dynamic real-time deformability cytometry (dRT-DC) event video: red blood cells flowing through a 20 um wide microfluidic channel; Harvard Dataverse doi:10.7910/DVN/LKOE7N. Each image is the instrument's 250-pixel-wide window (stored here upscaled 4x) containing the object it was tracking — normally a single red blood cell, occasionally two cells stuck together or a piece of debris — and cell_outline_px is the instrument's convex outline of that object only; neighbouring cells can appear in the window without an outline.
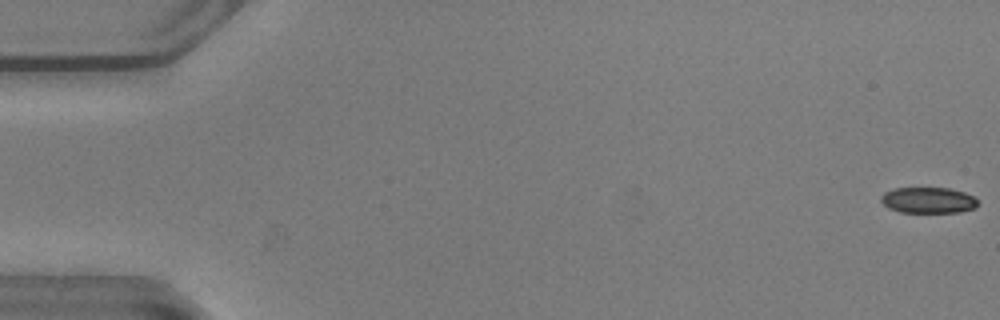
{"species": "common noctule bat (a hibernating species)", "species_latin": "Nyctalus noctula", "temperature_condition": "warm", "stored_images_in_passage": 55, "camera_frame_rate_fps": 3000, "um_per_image_px": 0.085, "animal": {"sex": "male", "body_mass_g": 20.5, "forearm_length_mm": 52.5}, "frame": {"image": 1, "passage_image": 1, "time_ms": 0.0, "image_size_px": [1000, 320], "cell_outline_px": [[976, 208], [960, 212], [900, 212], [888, 208], [880, 200], [880, 196], [884, 192], [892, 188], [948, 188], [964, 192], [972, 196], [976, 200]], "centroid_in_image_um": [78.85, 17.01], "position_along_channel_um": 6.1, "area_um2": 14.62}}
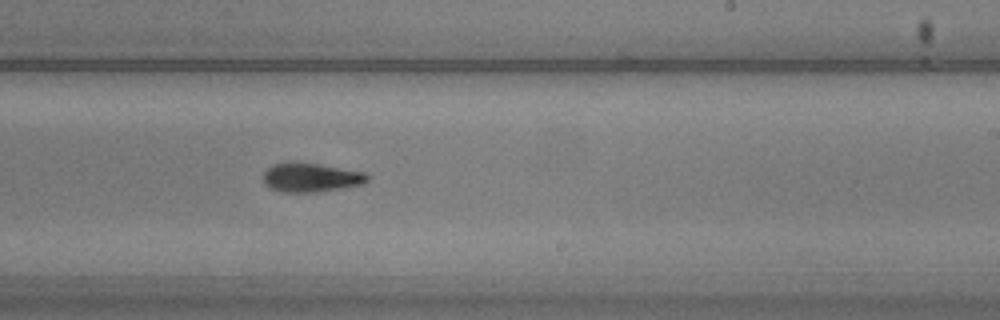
{"frame": {"image": 2, "passage_image": 33, "time_ms": 10.667, "image_size_px": [1000, 320], "cell_outline_px": [[368, 180], [364, 184], [316, 192], [280, 192], [268, 188], [264, 184], [264, 172], [272, 164], [288, 160], [296, 160], [320, 164], [364, 172], [368, 176]], "centroid_in_image_um": [26.36, 15.06], "position_along_channel_um": 262.6, "area_um2": 18.03}}
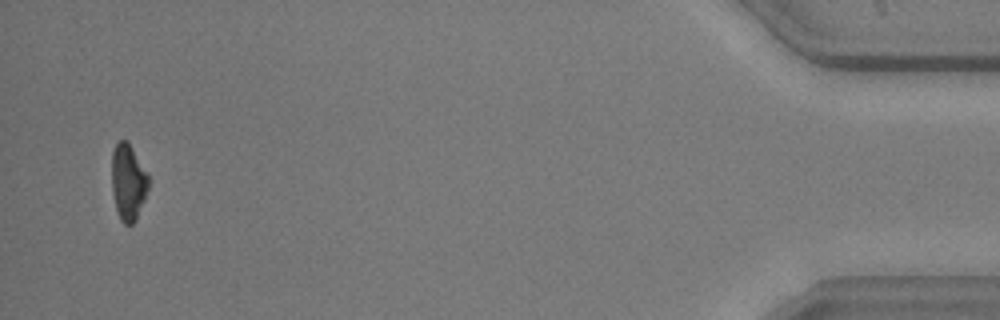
{"frame": {"image": 3, "passage_image": 52, "time_ms": 17.0, "image_size_px": [1000, 320], "cell_outline_px": [[148, 188], [144, 200], [136, 220], [132, 224], [124, 224], [120, 220], [116, 208], [112, 192], [112, 152], [116, 144], [120, 140], [128, 140], [148, 176]], "centroid_in_image_um": [10.88, 15.48], "position_along_channel_um": 424.3, "area_um2": 16.18}, "authors_computed_cell_mechanics": {"area_um2": 17.34, "velocity_mm_per_s": 3.8646, "shape_relaxation_time_tau1_ms": 3.0356, "shape_relaxation_time_tau2_ms": null, "deformation_change_tau1": 0.1463, "deformation_change_tau2": null}}